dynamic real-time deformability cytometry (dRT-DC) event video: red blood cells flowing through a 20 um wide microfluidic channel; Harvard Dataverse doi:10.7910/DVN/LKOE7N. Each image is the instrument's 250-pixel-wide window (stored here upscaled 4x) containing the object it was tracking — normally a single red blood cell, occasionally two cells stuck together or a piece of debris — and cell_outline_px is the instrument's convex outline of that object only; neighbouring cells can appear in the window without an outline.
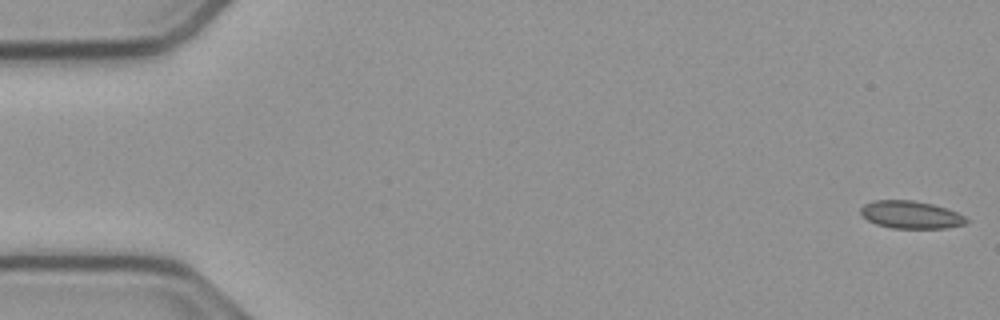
{"species": "common noctule bat (a hibernating species)", "species_latin": "Nyctalus noctula", "temperature_condition": "cold", "stored_images_in_passage": 54, "camera_frame_rate_fps": 3000, "um_per_image_px": 0.085, "animal": {"sex": "male", "body_mass_g": 23.1, "forearm_length_mm": 52.7}, "frame": {"image": 1, "passage_image": 1, "time_ms": 0.0, "image_size_px": [1000, 320], "cell_outline_px": [[972, 220], [968, 224], [944, 228], [892, 228], [876, 224], [868, 220], [860, 212], [860, 208], [864, 204], [872, 200], [912, 200], [932, 204], [948, 208]], "centroid_in_image_um": [77.46, 18.25], "position_along_channel_um": 7.5, "area_um2": 17.17}}
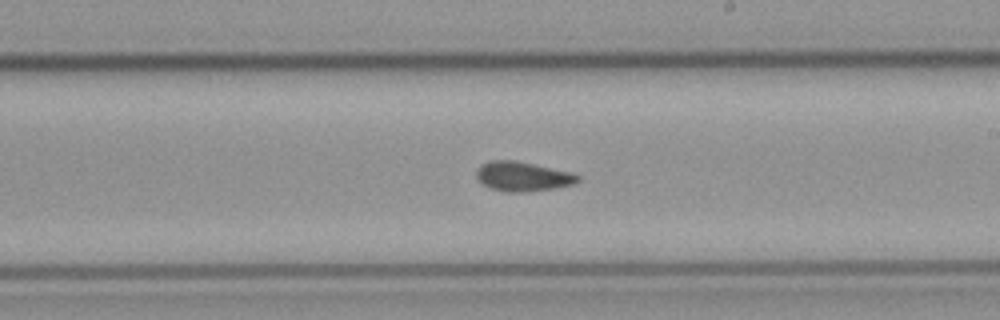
{"frame": {"image": 2, "passage_image": 31, "time_ms": 10.0, "image_size_px": [1000, 320], "cell_outline_px": [[580, 180], [576, 184], [556, 188], [528, 192], [504, 192], [488, 188], [476, 180], [476, 172], [484, 164], [492, 160], [512, 160], [572, 172], [580, 176]], "centroid_in_image_um": [44.45, 15.03], "position_along_channel_um": 244.6, "area_um2": 17.57}}
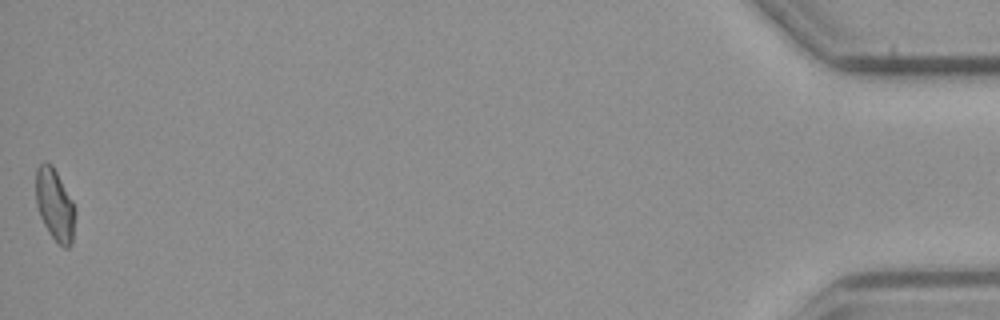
{"frame": {"image": 3, "passage_image": 54, "time_ms": 17.667, "image_size_px": [1000, 320], "cell_outline_px": [[76, 212], [72, 244], [68, 248], [64, 248], [52, 236], [44, 224], [40, 216], [36, 204], [36, 168], [44, 160], [52, 164], [72, 200]], "centroid_in_image_um": [4.66, 17.39], "position_along_channel_um": 430.5, "area_um2": 16.47}, "authors_computed_cell_mechanics": {"area_um2": 17.1088, "velocity_mm_per_s": 3.7936, "shape_relaxation_time_tau1_ms": null, "shape_relaxation_time_tau2_ms": 3.4898, "deformation_change_tau1": null, "deformation_change_tau2": 0.0692}}